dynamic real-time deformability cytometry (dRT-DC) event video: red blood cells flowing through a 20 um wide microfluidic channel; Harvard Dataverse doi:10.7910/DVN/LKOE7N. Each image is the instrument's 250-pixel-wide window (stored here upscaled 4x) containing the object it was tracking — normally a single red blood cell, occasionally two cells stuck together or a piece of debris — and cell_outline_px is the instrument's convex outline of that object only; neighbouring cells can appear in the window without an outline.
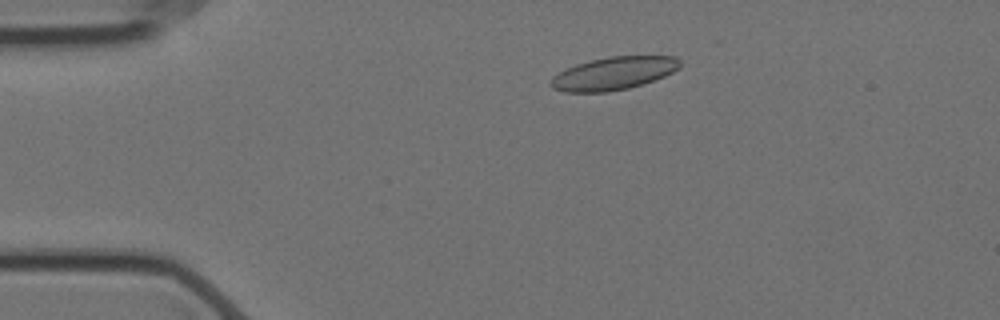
{"species": "Egyptian fruit bat (a non-hibernating species)", "species_latin": "Rousettus aegyptiacus", "temperature_condition": "cold", "stored_images_in_passage": 27, "camera_frame_rate_fps": 3000, "um_per_image_px": 0.085, "animal": {"sex": "female"}, "frame": {"image": 1, "passage_image": 11, "time_ms": 3.333, "image_size_px": [1000, 320], "cell_outline_px": [[680, 68], [664, 76], [644, 84], [628, 88], [608, 92], [564, 92], [552, 88], [548, 84], [552, 76], [576, 64], [608, 56], [676, 56], [680, 60]], "centroid_in_image_um": [52.15, 6.24], "position_along_channel_um": 32.9, "area_um2": 24.85}}
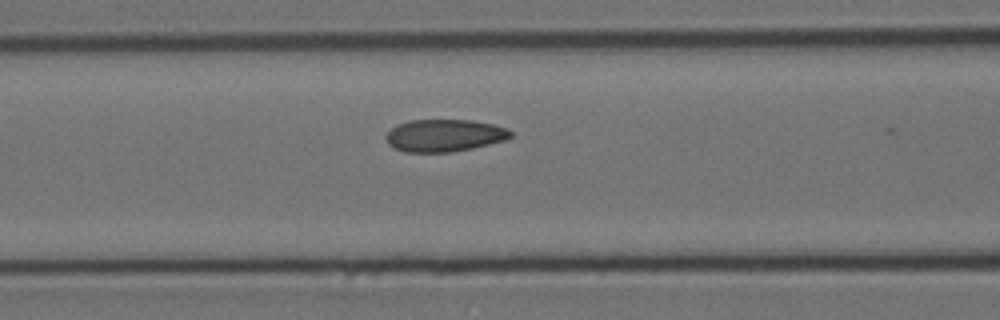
{"frame": {"image": 2, "passage_image": 23, "time_ms": 7.333, "image_size_px": [1000, 320], "cell_outline_px": [[512, 136], [504, 140], [472, 148], [452, 152], [404, 152], [392, 148], [388, 144], [384, 136], [396, 124], [412, 120], [472, 120], [492, 124], [508, 128], [512, 132]], "centroid_in_image_um": [37.74, 11.52], "position_along_channel_um": 128.9, "area_um2": 23.58}}
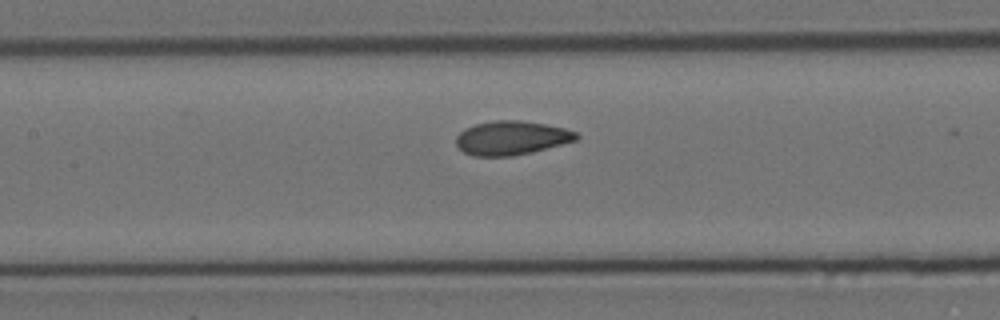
{"frame": {"image": 3, "passage_image": 26, "time_ms": 8.333, "image_size_px": [1000, 320], "cell_outline_px": [[580, 136], [576, 140], [532, 152], [512, 156], [472, 156], [464, 152], [456, 144], [456, 136], [464, 128], [476, 124], [496, 120], [520, 120], [544, 124], [564, 128], [576, 132]], "centroid_in_image_um": [43.45, 11.72], "position_along_channel_um": 163.9, "area_um2": 23.7}}